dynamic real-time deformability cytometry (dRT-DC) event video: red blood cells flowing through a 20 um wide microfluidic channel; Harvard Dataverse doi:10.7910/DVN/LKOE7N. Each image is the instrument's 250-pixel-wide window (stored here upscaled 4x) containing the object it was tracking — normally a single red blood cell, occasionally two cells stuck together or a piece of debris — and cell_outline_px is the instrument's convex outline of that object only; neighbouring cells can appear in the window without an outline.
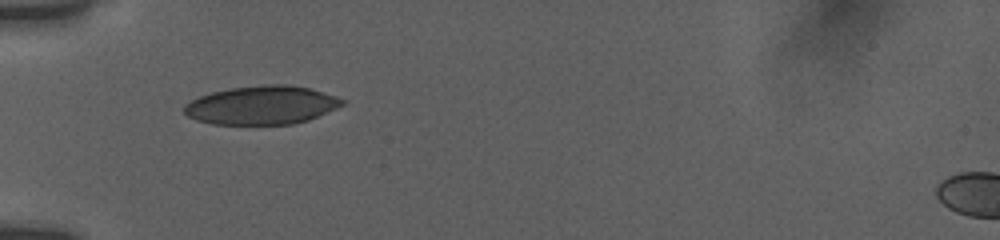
{"species": "human", "species_latin": "Homo sapiens", "temperature_condition": "room temperature", "stored_images_in_passage": 24, "camera_frame_rate_fps": 3000, "um_per_image_px": 0.085, "donor": {"sex": "female"}, "frame": {"image": 1, "passage_image": 1, "time_ms": 0.0, "image_size_px": [1000, 240], "cell_outline_px": [[348, 100], [344, 104], [336, 108], [308, 120], [292, 124], [212, 124], [196, 120], [188, 116], [184, 112], [184, 104], [200, 96], [212, 92], [228, 88], [264, 84], [288, 84], [308, 88], [336, 96]], "centroid_in_image_um": [22.25, 8.93], "position_along_channel_um": 62.8, "area_um2": 35.55}}
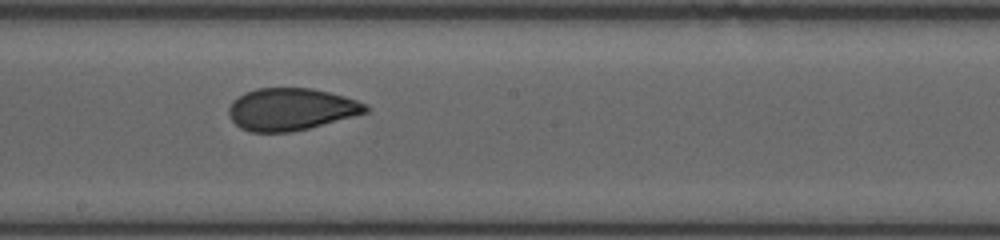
{"frame": {"image": 2, "passage_image": 14, "time_ms": 4.333, "image_size_px": [1000, 240], "cell_outline_px": [[372, 108], [368, 112], [308, 128], [288, 132], [252, 132], [240, 128], [232, 120], [228, 112], [228, 108], [232, 100], [244, 92], [256, 88], [312, 88], [344, 96], [368, 104]], "centroid_in_image_um": [24.73, 9.27], "position_along_channel_um": 223.5, "area_um2": 33.7}}
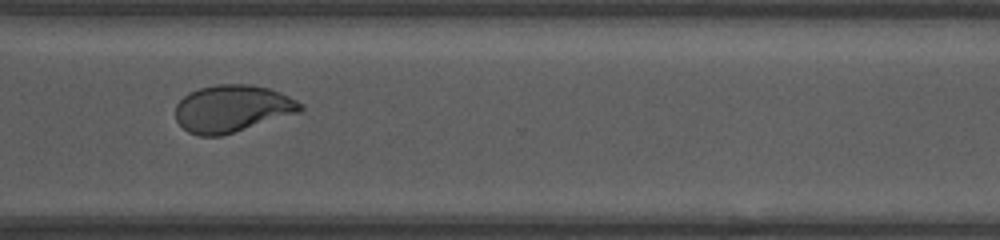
{"frame": {"image": 3, "passage_image": 24, "time_ms": 7.667, "image_size_px": [1000, 240], "cell_outline_px": [[304, 108], [300, 112], [220, 136], [200, 136], [188, 132], [176, 120], [176, 104], [184, 96], [200, 88], [216, 84], [252, 84], [268, 88], [280, 92], [304, 104]], "centroid_in_image_um": [19.75, 9.22], "position_along_channel_um": 350.9, "area_um2": 34.1}}